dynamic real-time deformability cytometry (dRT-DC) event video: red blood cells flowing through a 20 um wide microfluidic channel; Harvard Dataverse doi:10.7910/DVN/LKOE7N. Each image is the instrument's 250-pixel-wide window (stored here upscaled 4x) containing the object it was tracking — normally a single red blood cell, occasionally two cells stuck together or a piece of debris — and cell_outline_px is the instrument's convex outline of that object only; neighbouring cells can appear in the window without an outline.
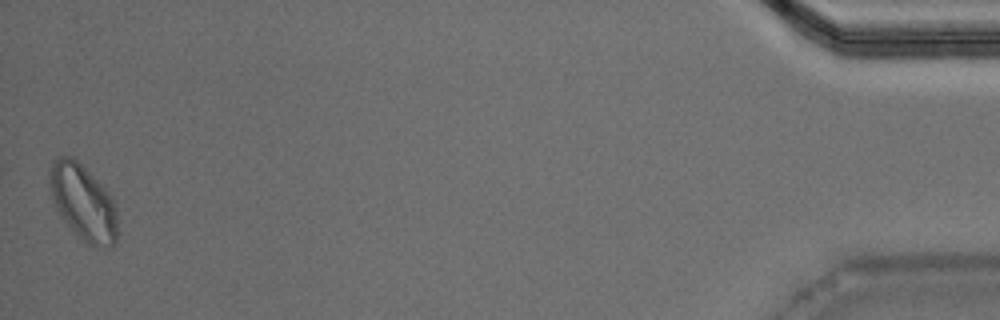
{"species": "Egyptian fruit bat (a non-hibernating species)", "species_latin": "Rousettus aegyptiacus", "temperature_condition": "warm", "stored_images_in_passage": 49, "camera_frame_rate_fps": 3000, "um_per_image_px": 0.085, "animal": {"sex": "male"}, "frame": {"image": 1, "passage_image": 49, "time_ms": 16.0, "image_size_px": [1000, 320], "cell_outline_px": [[116, 244], [108, 248], [88, 244], [60, 216], [48, 180], [48, 176], [52, 164], [60, 156], [72, 156], [108, 192], [116, 208]], "centroid_in_image_um": [7.08, 17.21], "position_along_channel_um": 428.1, "area_um2": 28.96}, "authors_computed_cell_mechanics": {"area_um2": 18.6116, "velocity_mm_per_s": 3.9954, "shape_relaxation_time_tau1_ms": 2.7101, "shape_relaxation_time_tau2_ms": 7.3217, "deformation_change_tau1": 0.1045, "deformation_change_tau2": 0.1109}}